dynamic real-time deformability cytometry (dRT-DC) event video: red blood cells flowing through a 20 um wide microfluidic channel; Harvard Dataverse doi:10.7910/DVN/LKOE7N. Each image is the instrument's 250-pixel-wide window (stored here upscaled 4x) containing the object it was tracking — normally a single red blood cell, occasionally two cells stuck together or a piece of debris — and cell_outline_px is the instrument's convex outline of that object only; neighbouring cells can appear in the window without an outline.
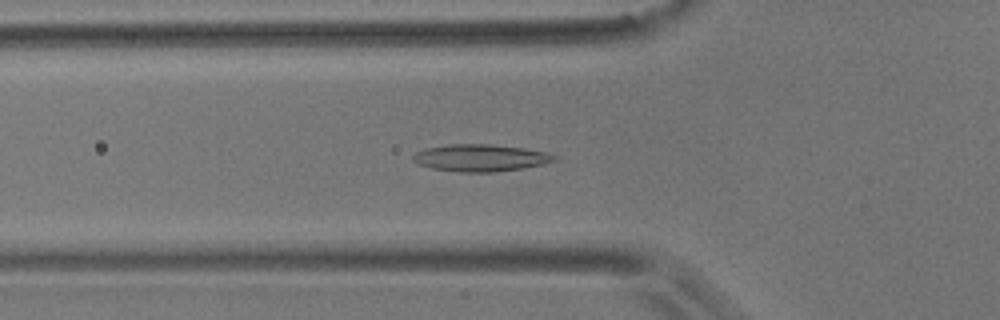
{"species": "common noctule bat (a hibernating species)", "species_latin": "Nyctalus noctula", "temperature_condition": "room temperature", "stored_images_in_passage": 31, "camera_frame_rate_fps": 3000, "um_per_image_px": 0.085, "animal": {"sex": "male", "body_mass_g": 17.9}, "frame": {"image": 1, "passage_image": 7, "time_ms": 2.0, "image_size_px": [1000, 320], "cell_outline_px": [[560, 156], [556, 160], [544, 164], [524, 168], [496, 172], [460, 172], [432, 168], [420, 164], [412, 160], [412, 156], [416, 152], [428, 148], [448, 144], [492, 144], [524, 148], [548, 152]], "centroid_in_image_um": [40.91, 13.41], "position_along_channel_um": 84.9, "area_um2": 22.43}}
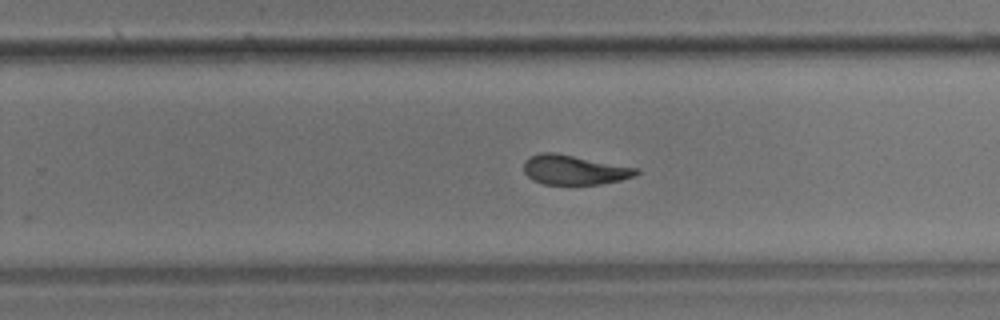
{"frame": {"image": 2, "passage_image": 23, "time_ms": 7.333, "image_size_px": [1000, 320], "cell_outline_px": [[640, 172], [636, 176], [620, 180], [600, 184], [544, 184], [532, 180], [524, 172], [524, 160], [540, 152], [552, 152], [636, 168]], "centroid_in_image_um": [48.78, 14.45], "position_along_channel_um": 281.0, "area_um2": 19.07}}
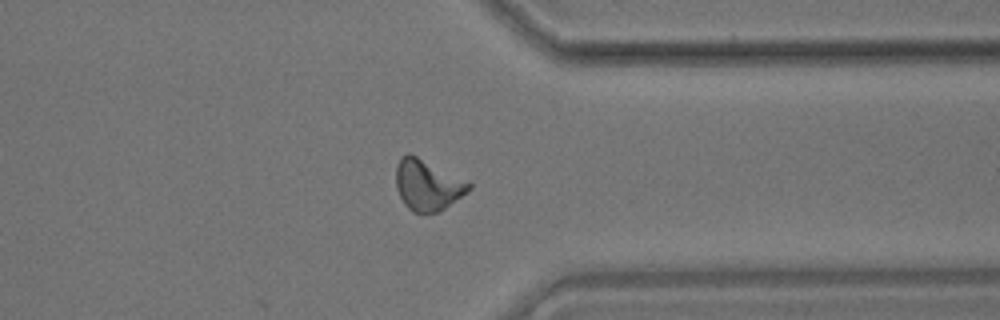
{"frame": {"image": 3, "passage_image": 31, "time_ms": 10.0, "image_size_px": [1000, 320], "cell_outline_px": [[472, 188], [468, 192], [444, 208], [436, 212], [412, 212], [404, 204], [396, 188], [396, 164], [400, 156], [408, 152], [472, 184]], "centroid_in_image_um": [36.3, 15.72], "position_along_channel_um": 375.1, "area_um2": 21.21}, "authors_computed_cell_mechanics": {"area_um2": 20.4612, "velocity_mm_per_s": 3.6616, "shape_relaxation_time_tau1_ms": null, "shape_relaxation_time_tau2_ms": 2.4434, "deformation_change_tau1": null, "deformation_change_tau2": 0.1076}}